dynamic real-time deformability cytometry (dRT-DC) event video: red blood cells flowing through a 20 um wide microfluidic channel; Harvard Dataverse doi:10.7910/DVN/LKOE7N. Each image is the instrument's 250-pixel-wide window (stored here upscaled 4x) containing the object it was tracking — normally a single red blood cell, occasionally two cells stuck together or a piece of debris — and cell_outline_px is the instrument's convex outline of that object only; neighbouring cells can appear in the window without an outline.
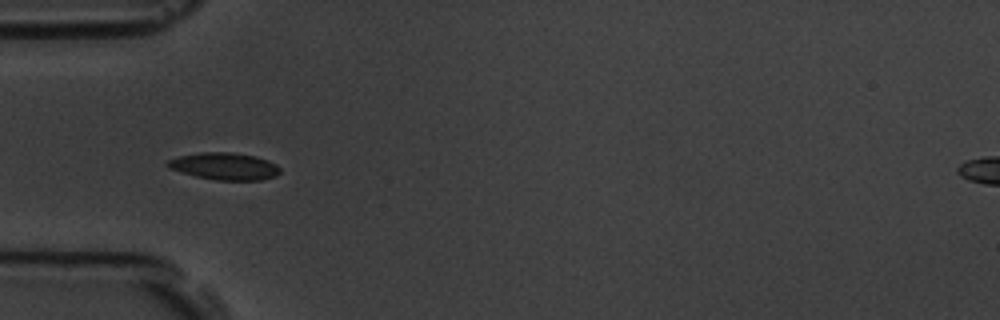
{"species": "common noctule bat (a hibernating species)", "species_latin": "Nyctalus noctula", "temperature_condition": "room temperature", "stored_images_in_passage": 1, "camera_frame_rate_fps": 3000, "um_per_image_px": 0.085, "animal": {"sex": "male", "body_mass_g": 19.5, "forearm_length_mm": 54.6}, "frame": {"image": 1, "passage_image": 1, "time_ms": 0.0, "image_size_px": [1000, 320], "cell_outline_px": [[280, 172], [276, 176], [260, 180], [216, 180], [196, 176], [180, 172], [168, 168], [164, 164], [168, 160], [180, 156], [200, 152], [232, 152], [256, 156], [268, 160], [276, 164], [280, 168]], "centroid_in_image_um": [19.08, 14.13], "position_along_channel_um": 65.9, "area_um2": 17.86}}